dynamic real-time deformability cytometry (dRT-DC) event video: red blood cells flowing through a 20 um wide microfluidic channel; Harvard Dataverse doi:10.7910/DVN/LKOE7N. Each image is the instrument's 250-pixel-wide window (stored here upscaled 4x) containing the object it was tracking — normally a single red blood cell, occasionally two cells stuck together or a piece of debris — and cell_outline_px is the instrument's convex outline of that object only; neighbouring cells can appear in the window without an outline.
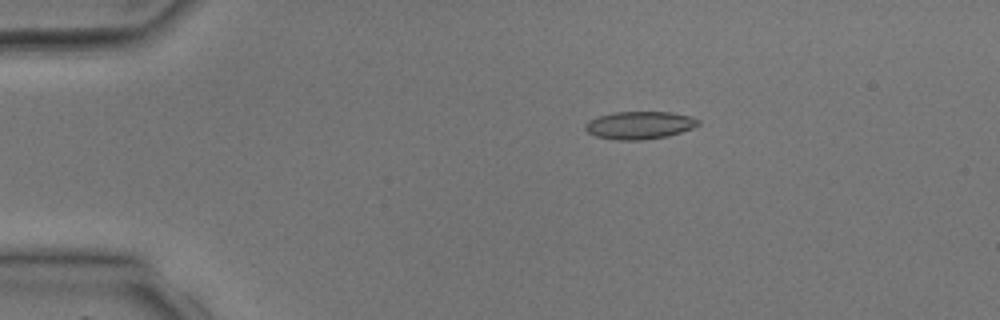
{"species": "common noctule bat (a hibernating species)", "species_latin": "Nyctalus noctula", "temperature_condition": "room temperature", "stored_images_in_passage": 4, "camera_frame_rate_fps": 3000, "um_per_image_px": 0.085, "animal": {"sex": "male", "body_mass_g": 17.9, "forearm_length_mm": 54.2}, "frame": {"image": 1, "passage_image": 3, "time_ms": 2.333, "image_size_px": [1000, 320], "cell_outline_px": [[700, 124], [692, 128], [668, 136], [640, 140], [616, 140], [596, 136], [588, 132], [584, 128], [584, 124], [588, 120], [612, 112], [672, 112], [692, 116], [700, 120]], "centroid_in_image_um": [54.36, 10.63], "position_along_channel_um": 30.6, "area_um2": 18.32}}